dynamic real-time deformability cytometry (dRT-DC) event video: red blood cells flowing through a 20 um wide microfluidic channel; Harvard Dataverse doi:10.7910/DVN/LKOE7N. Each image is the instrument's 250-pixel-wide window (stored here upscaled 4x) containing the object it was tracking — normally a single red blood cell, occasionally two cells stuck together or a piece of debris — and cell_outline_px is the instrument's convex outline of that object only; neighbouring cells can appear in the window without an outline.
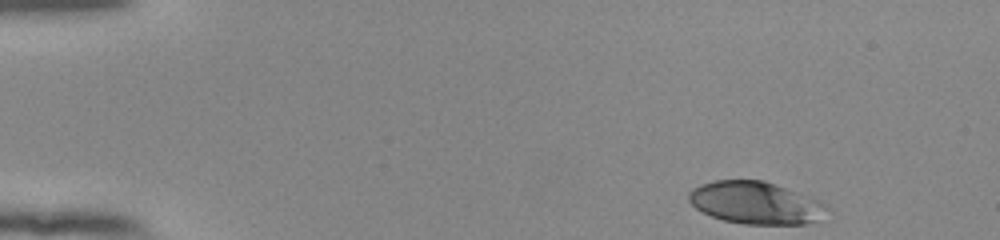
{"species": "human", "species_latin": "Homo sapiens", "temperature_condition": "room temperature", "stored_images_in_passage": 48, "camera_frame_rate_fps": 3000, "um_per_image_px": 0.085, "donor": {"sex": "female"}, "frame": {"image": 1, "passage_image": 1, "time_ms": 0.0, "image_size_px": [1000, 240], "cell_outline_px": [[828, 208], [816, 220], [804, 224], [744, 224], [724, 220], [712, 216], [696, 208], [688, 200], [688, 192], [692, 188], [716, 180], [764, 180], [816, 200], [824, 204]], "centroid_in_image_um": [64.16, 17.24], "position_along_channel_um": 20.8, "area_um2": 33.35}}
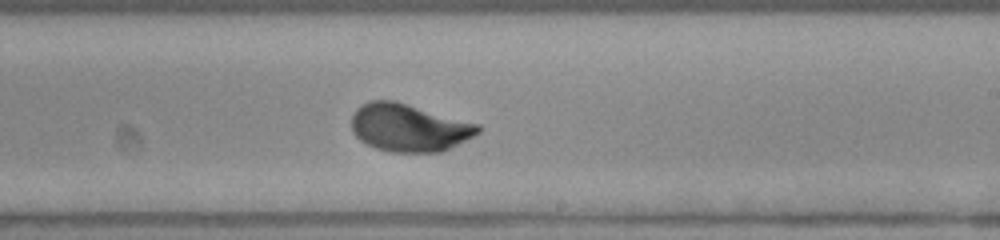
{"frame": {"image": 2, "passage_image": 28, "time_ms": 9.0, "image_size_px": [1000, 240], "cell_outline_px": [[480, 132], [444, 152], [392, 152], [376, 148], [360, 140], [352, 132], [352, 116], [356, 108], [368, 100], [392, 100], [480, 124]], "centroid_in_image_um": [34.76, 10.85], "position_along_channel_um": 254.2, "area_um2": 35.08}}
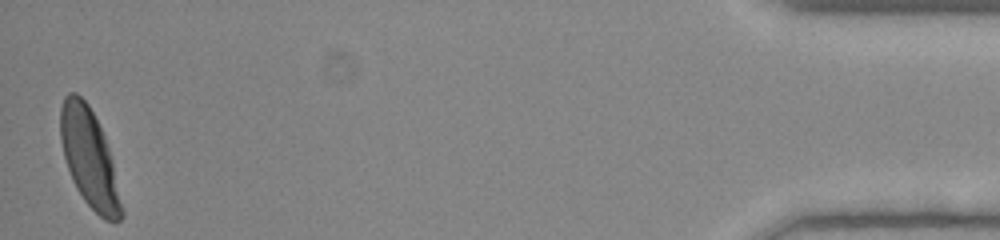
{"frame": {"image": 3, "passage_image": 48, "time_ms": 15.667, "image_size_px": [1000, 240], "cell_outline_px": [[124, 216], [116, 224], [104, 220], [84, 200], [76, 188], [72, 180], [64, 156], [60, 140], [60, 108], [64, 96], [68, 92], [76, 92], [88, 104], [104, 136], [112, 160], [124, 208]], "centroid_in_image_um": [7.6, 13.49], "position_along_channel_um": 427.6, "area_um2": 34.97}, "authors_computed_cell_mechanics": {"area_um2": 34.4199, "velocity_mm_per_s": 3.8306, "shape_relaxation_time_tau1_ms": 3.1367, "shape_relaxation_time_tau2_ms": null, "deformation_change_tau1": 0.1825, "deformation_change_tau2": null}}